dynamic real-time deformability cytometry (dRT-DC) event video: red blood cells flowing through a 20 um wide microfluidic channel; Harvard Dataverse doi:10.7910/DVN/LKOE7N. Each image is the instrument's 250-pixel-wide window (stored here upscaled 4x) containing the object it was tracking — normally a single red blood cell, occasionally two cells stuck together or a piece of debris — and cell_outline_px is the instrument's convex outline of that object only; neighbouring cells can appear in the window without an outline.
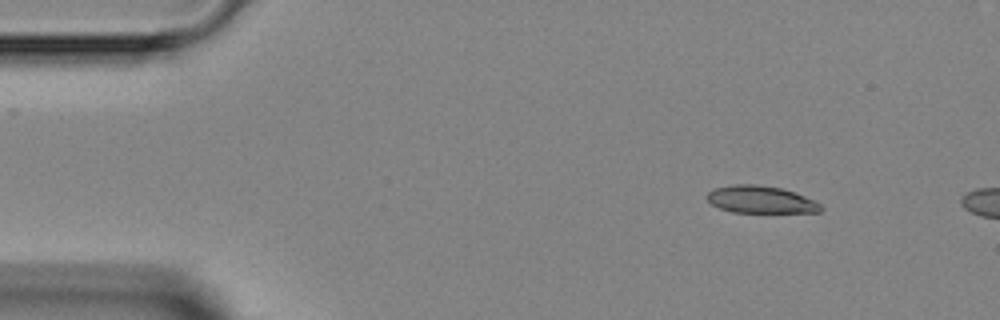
{"species": "Egyptian fruit bat (a non-hibernating species)", "species_latin": "Rousettus aegyptiacus", "temperature_condition": "room temperature", "stored_images_in_passage": 3, "camera_frame_rate_fps": 3000, "um_per_image_px": 0.085, "animal": {"sex": "female"}, "frame": {"image": 1, "passage_image": 1, "time_ms": 0.0, "image_size_px": [1000, 320], "cell_outline_px": [[824, 208], [820, 212], [732, 212], [720, 208], [712, 204], [708, 200], [708, 192], [716, 188], [736, 184], [752, 184], [780, 188], [804, 196], [820, 204]], "centroid_in_image_um": [64.66, 16.97], "position_along_channel_um": 20.3, "area_um2": 17.69}}